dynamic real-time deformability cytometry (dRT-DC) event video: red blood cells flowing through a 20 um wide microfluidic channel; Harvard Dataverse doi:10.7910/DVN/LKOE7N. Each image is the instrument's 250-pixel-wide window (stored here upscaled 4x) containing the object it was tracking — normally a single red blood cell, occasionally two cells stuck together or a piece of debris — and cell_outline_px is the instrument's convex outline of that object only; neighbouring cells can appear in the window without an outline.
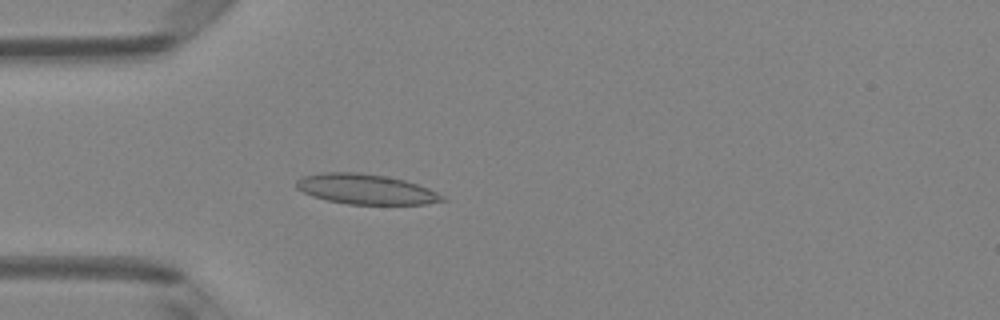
{"species": "Egyptian fruit bat (a non-hibernating species)", "species_latin": "Rousettus aegyptiacus", "temperature_condition": "room temperature", "stored_images_in_passage": 4, "camera_frame_rate_fps": 3000, "um_per_image_px": 0.085, "animal": {"sex": "female"}, "frame": {"image": 1, "passage_image": 4, "time_ms": 1.0, "image_size_px": [1000, 320], "cell_outline_px": [[448, 200], [424, 204], [348, 204], [328, 200], [312, 196], [296, 188], [296, 180], [304, 176], [320, 172], [360, 172], [384, 176], [404, 180], [428, 188], [444, 196]], "centroid_in_image_um": [31.08, 16.07], "position_along_channel_um": 53.9, "area_um2": 25.49}}